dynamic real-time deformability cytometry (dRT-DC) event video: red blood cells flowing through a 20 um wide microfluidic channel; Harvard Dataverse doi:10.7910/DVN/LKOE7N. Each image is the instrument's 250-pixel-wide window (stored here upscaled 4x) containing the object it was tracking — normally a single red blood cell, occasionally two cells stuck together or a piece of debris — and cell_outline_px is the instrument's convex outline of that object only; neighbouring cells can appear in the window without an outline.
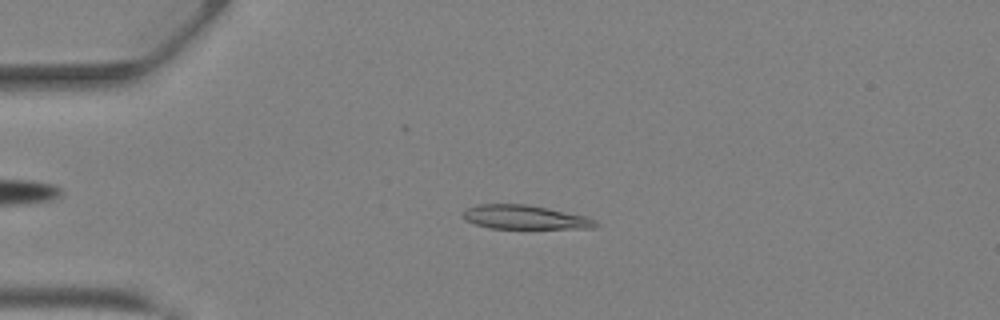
{"species": "Egyptian fruit bat (a non-hibernating species)", "species_latin": "Rousettus aegyptiacus", "temperature_condition": "warm", "stored_images_in_passage": 34, "camera_frame_rate_fps": 3000, "um_per_image_px": 0.085, "animal": {"sex": "female"}, "frame": {"image": 1, "passage_image": 4, "time_ms": 1.0, "image_size_px": [1000, 320], "cell_outline_px": [[600, 224], [596, 228], [488, 228], [464, 220], [460, 216], [460, 212], [464, 208], [476, 204], [528, 204], [588, 216], [596, 220]], "centroid_in_image_um": [44.57, 18.45], "position_along_channel_um": 40.4, "area_um2": 18.96}}
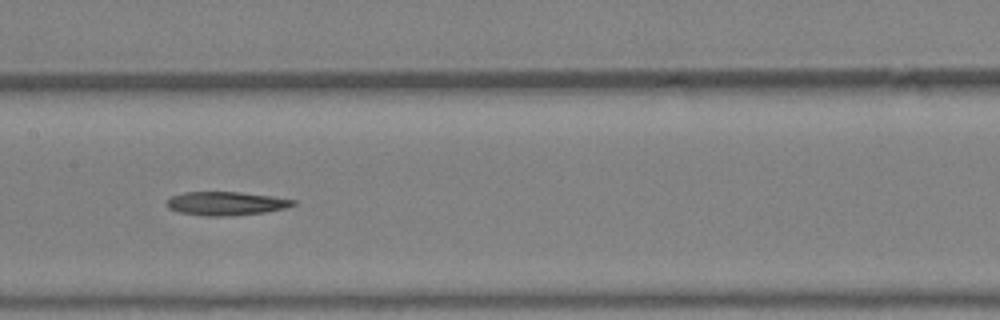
{"frame": {"image": 2, "passage_image": 15, "time_ms": 4.667, "image_size_px": [1000, 320], "cell_outline_px": [[296, 204], [284, 208], [264, 212], [224, 216], [208, 216], [176, 212], [168, 208], [164, 204], [172, 196], [184, 192], [240, 192], [272, 196], [296, 200]], "centroid_in_image_um": [19.17, 17.29], "position_along_channel_um": 188.2, "area_um2": 17.34}}
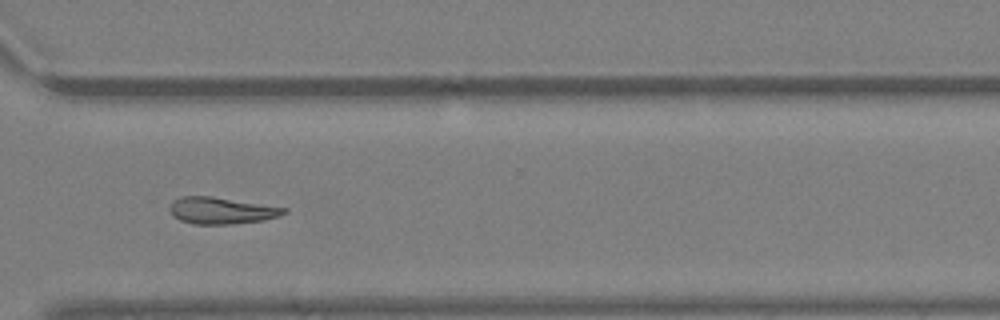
{"frame": {"image": 3, "passage_image": 25, "time_ms": 8.0, "image_size_px": [1000, 320], "cell_outline_px": [[288, 212], [280, 216], [264, 220], [232, 224], [192, 224], [180, 220], [172, 216], [168, 208], [172, 200], [180, 196], [212, 196], [288, 208]], "centroid_in_image_um": [18.8, 17.89], "position_along_channel_um": 351.8, "area_um2": 18.03}, "authors_computed_cell_mechanics": {"area_um2": 18.207, "velocity_mm_per_s": 4.9138, "shape_relaxation_time_tau1_ms": 3.2786, "shape_relaxation_time_tau2_ms": null, "deformation_change_tau1": 0.1424, "deformation_change_tau2": null}}